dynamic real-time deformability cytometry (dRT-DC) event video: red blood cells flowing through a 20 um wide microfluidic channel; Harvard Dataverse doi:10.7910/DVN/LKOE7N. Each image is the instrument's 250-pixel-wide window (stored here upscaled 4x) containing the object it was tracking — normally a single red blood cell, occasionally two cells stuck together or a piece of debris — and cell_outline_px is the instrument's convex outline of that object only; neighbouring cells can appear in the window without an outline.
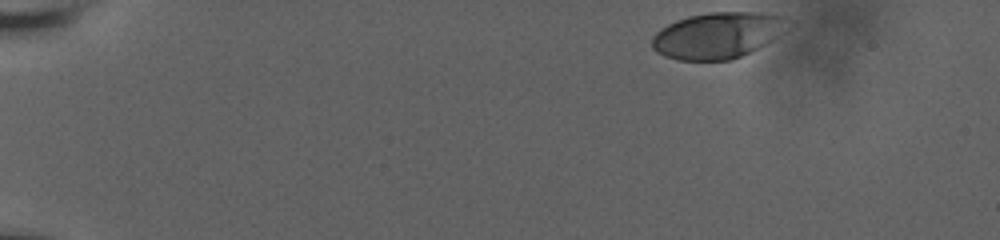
{"species": "human", "species_latin": "Homo sapiens", "temperature_condition": "room temperature", "stored_images_in_passage": 44, "camera_frame_rate_fps": 3000, "um_per_image_px": 0.085, "donor": {"sex": "male"}, "frame": {"image": 1, "passage_image": 1, "time_ms": 0.0, "image_size_px": [1000, 240], "cell_outline_px": [[796, 24], [788, 32], [732, 60], [680, 60], [664, 56], [656, 52], [652, 48], [652, 36], [660, 28], [676, 20], [688, 16], [708, 12], [768, 12], [788, 16], [796, 20]], "centroid_in_image_um": [61.13, 2.96], "position_along_channel_um": 23.9, "area_um2": 37.57}}
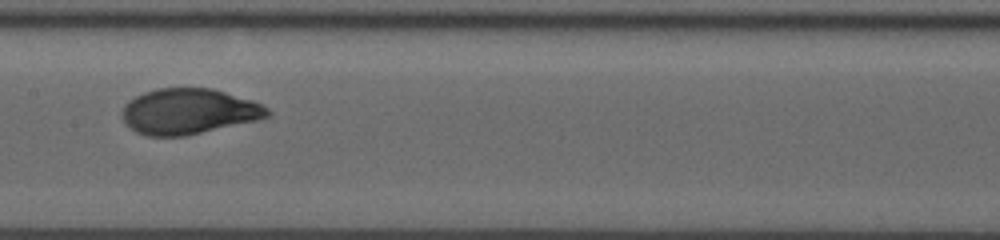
{"frame": {"image": 2, "passage_image": 25, "time_ms": 8.0, "image_size_px": [1000, 240], "cell_outline_px": [[272, 112], [268, 116], [256, 120], [184, 136], [148, 136], [136, 132], [124, 120], [124, 104], [128, 100], [144, 92], [156, 88], [212, 88], [252, 100], [268, 108]], "centroid_in_image_um": [16.04, 9.46], "position_along_channel_um": 191.4, "area_um2": 38.21}}
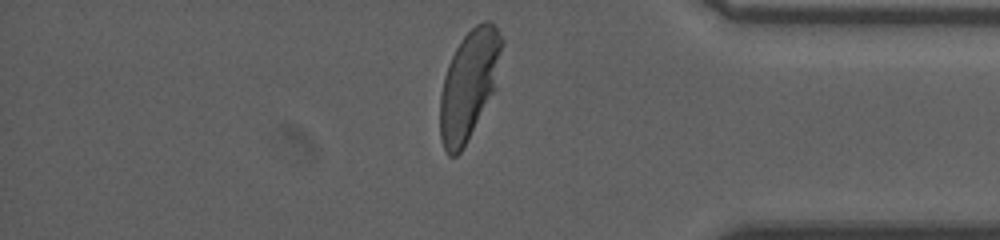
{"frame": {"image": 3, "passage_image": 43, "time_ms": 14.0, "image_size_px": [1000, 240], "cell_outline_px": [[504, 44], [496, 88], [460, 152], [456, 156], [448, 156], [444, 148], [440, 136], [440, 96], [444, 76], [448, 64], [460, 40], [476, 24], [484, 20], [488, 20], [496, 24], [504, 40]], "centroid_in_image_um": [39.89, 7.13], "position_along_channel_um": 395.3, "area_um2": 39.3}, "authors_computed_cell_mechanics": {"area_um2": 38.4948, "velocity_mm_per_s": 3.6733, "shape_relaxation_time_tau1_ms": 3.1239, "shape_relaxation_time_tau2_ms": null, "deformation_change_tau1": 0.1829, "deformation_change_tau2": null}}